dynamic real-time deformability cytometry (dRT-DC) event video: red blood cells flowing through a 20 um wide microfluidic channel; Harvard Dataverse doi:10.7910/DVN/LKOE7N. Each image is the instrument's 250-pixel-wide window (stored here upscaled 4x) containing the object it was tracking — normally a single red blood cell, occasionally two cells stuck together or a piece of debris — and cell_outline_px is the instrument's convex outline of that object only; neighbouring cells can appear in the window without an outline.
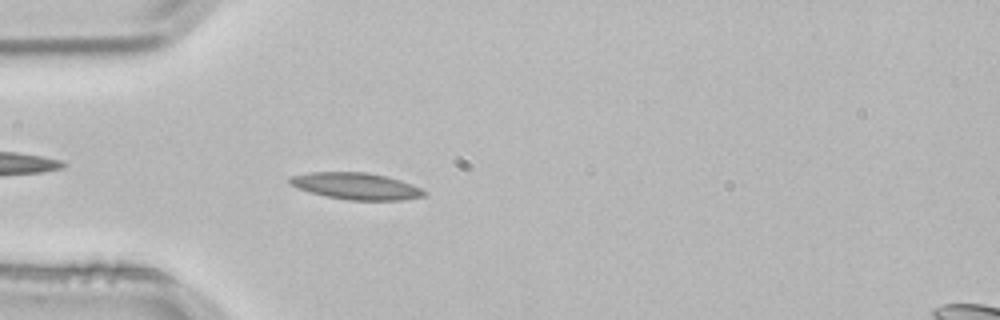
{"species": "common noctule bat (a hibernating species)", "species_latin": "Nyctalus noctula", "temperature_condition": "room temperature", "stored_images_in_passage": 4, "camera_frame_rate_fps": 3000, "um_per_image_px": 0.085, "animal": {"sex": "male", "body_mass_g": 21.5, "forearm_length_mm": 52.0}, "frame": {"image": 1, "passage_image": 4, "time_ms": 1.0, "image_size_px": [1000, 320], "cell_outline_px": [[428, 192], [424, 196], [400, 200], [348, 200], [328, 196], [296, 188], [288, 184], [288, 180], [292, 176], [308, 172], [368, 172], [388, 176], [412, 184]], "centroid_in_image_um": [30.27, 15.81], "position_along_channel_um": 54.7, "area_um2": 20.92}}